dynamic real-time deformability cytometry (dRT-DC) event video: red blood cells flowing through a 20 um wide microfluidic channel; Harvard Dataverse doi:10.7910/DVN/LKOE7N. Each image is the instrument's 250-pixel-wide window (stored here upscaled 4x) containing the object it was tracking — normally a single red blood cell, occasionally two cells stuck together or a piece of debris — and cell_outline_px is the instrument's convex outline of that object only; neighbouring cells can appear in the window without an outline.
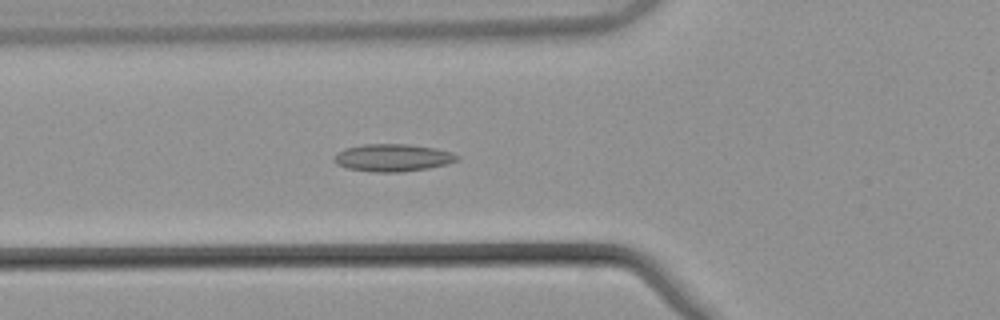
{"species": "common noctule bat (a hibernating species)", "species_latin": "Nyctalus noctula", "temperature_condition": "warm", "stored_images_in_passage": 51, "camera_frame_rate_fps": 3000, "um_per_image_px": 0.085, "animal": {"sex": "male", "body_mass_g": 21.5, "forearm_length_mm": 52.0}, "frame": {"image": 1, "passage_image": 21, "time_ms": 6.667, "image_size_px": [1000, 320], "cell_outline_px": [[460, 156], [456, 160], [448, 164], [428, 168], [404, 172], [376, 172], [348, 168], [336, 164], [332, 160], [336, 152], [344, 148], [364, 144], [404, 144], [432, 148], [452, 152]], "centroid_in_image_um": [33.34, 13.41], "position_along_channel_um": 92.5, "area_um2": 19.65}}
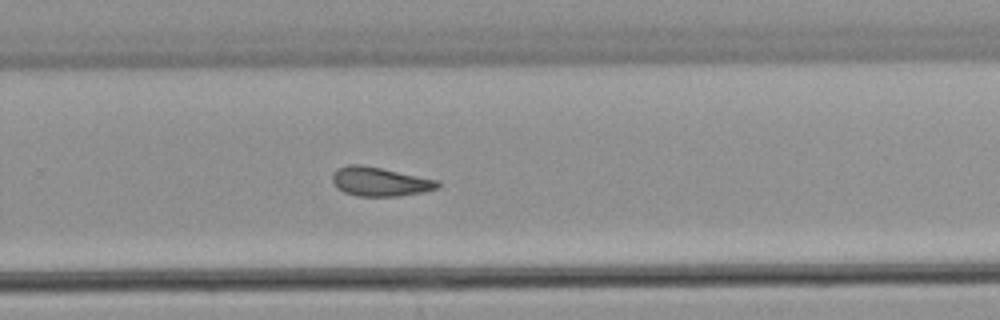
{"frame": {"image": 2, "passage_image": 37, "time_ms": 12.0, "image_size_px": [1000, 320], "cell_outline_px": [[440, 188], [420, 192], [396, 196], [356, 196], [344, 192], [336, 188], [332, 180], [332, 172], [336, 168], [348, 164], [360, 164], [440, 180]], "centroid_in_image_um": [32.26, 15.43], "position_along_channel_um": 297.5, "area_um2": 17.92}}
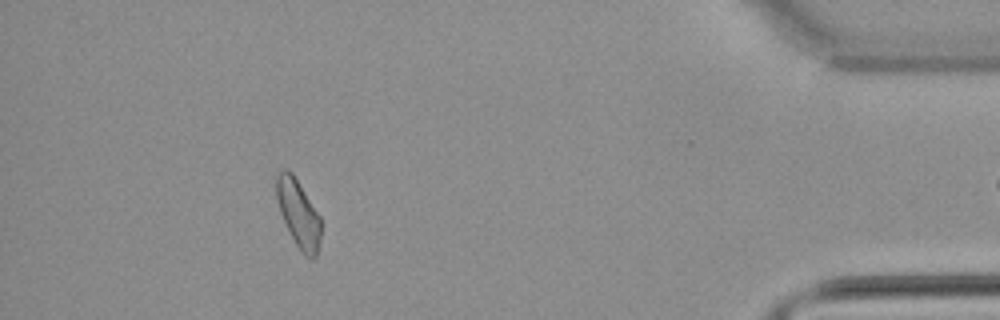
{"frame": {"image": 3, "passage_image": 50, "time_ms": 16.333, "image_size_px": [1000, 320], "cell_outline_px": [[320, 240], [316, 256], [312, 260], [308, 260], [300, 252], [280, 212], [276, 200], [276, 176], [284, 168], [288, 168], [292, 172], [320, 216]], "centroid_in_image_um": [25.36, 18.16], "position_along_channel_um": 409.8, "area_um2": 17.46}}